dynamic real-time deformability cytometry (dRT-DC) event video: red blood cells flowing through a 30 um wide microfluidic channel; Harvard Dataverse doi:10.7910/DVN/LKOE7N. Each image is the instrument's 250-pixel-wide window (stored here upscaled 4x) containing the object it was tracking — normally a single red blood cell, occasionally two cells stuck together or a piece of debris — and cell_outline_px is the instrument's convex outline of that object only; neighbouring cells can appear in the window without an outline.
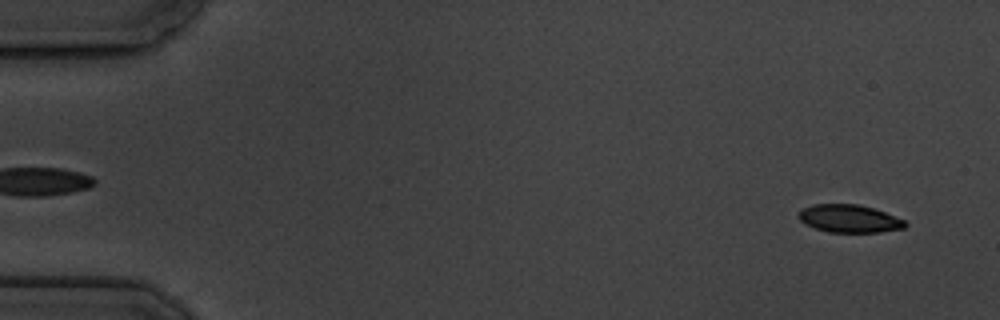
{"species": "common noctule bat (a hibernating species)", "species_latin": "Nyctalus noctula", "temperature_condition": "cold", "stored_images_in_passage": 4, "camera_frame_rate_fps": 3000, "um_per_image_px": 0.085, "animal": {"sex": "male", "body_mass_g": 19.5, "forearm_length_mm": 54.6}, "frame": {"image": 1, "passage_image": 1, "time_ms": 0.0, "image_size_px": [1000, 320], "cell_outline_px": [[908, 224], [904, 228], [880, 232], [828, 232], [804, 224], [796, 216], [804, 208], [812, 204], [860, 204], [884, 212], [904, 220]], "centroid_in_image_um": [72.17, 18.58], "position_along_channel_um": 12.8, "area_um2": 17.22}}
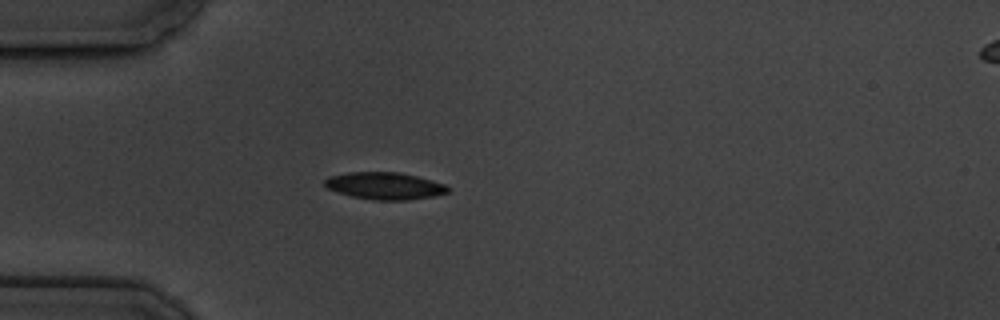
{"frame": {"image": 2, "passage_image": 4, "time_ms": 4.333, "image_size_px": [1000, 320], "cell_outline_px": [[448, 192], [432, 196], [408, 200], [376, 200], [352, 196], [328, 188], [324, 184], [324, 180], [328, 176], [348, 172], [400, 172], [432, 180], [444, 184], [448, 188]], "centroid_in_image_um": [32.68, 15.78], "position_along_channel_um": 52.3, "area_um2": 19.25}}